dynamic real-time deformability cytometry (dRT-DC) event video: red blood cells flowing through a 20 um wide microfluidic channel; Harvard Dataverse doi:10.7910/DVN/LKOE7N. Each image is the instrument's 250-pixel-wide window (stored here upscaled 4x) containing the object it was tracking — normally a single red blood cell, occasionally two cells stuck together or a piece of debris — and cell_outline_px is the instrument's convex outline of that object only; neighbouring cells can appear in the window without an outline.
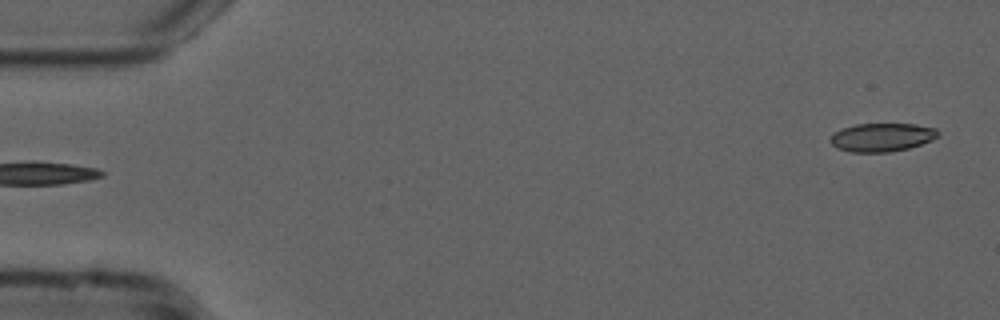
{"species": "common noctule bat (a hibernating species)", "species_latin": "Nyctalus noctula", "temperature_condition": "cold", "stored_images_in_passage": 53, "camera_frame_rate_fps": 3000, "um_per_image_px": 0.085, "animal": {"sex": "male", "forearm_length_mm": 52.5}, "frame": {"image": 1, "passage_image": 1, "time_ms": 0.0, "image_size_px": [1000, 320], "cell_outline_px": [[940, 132], [932, 140], [908, 148], [888, 152], [852, 152], [836, 148], [828, 140], [832, 132], [840, 128], [856, 124], [916, 124], [936, 128]], "centroid_in_image_um": [74.9, 11.66], "position_along_channel_um": 10.1, "area_um2": 17.98}}
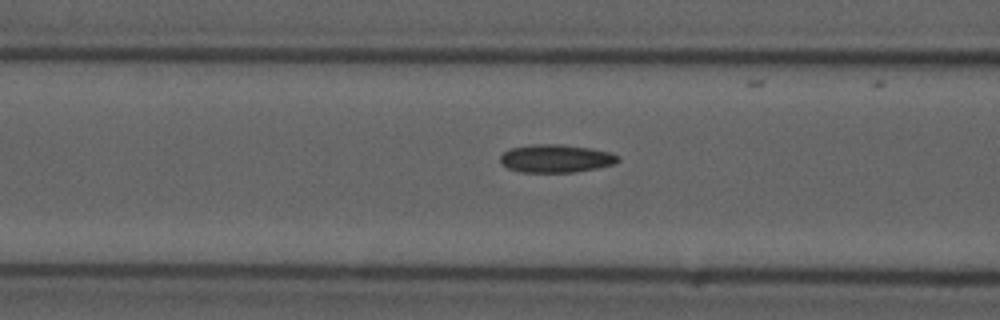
{"frame": {"image": 2, "passage_image": 20, "time_ms": 6.333, "image_size_px": [1000, 320], "cell_outline_px": [[620, 160], [612, 164], [596, 168], [576, 172], [520, 172], [508, 168], [500, 164], [500, 156], [504, 152], [512, 148], [532, 144], [560, 144], [592, 148], [608, 152], [620, 156]], "centroid_in_image_um": [47.23, 13.47], "position_along_channel_um": 119.4, "area_um2": 19.25}}
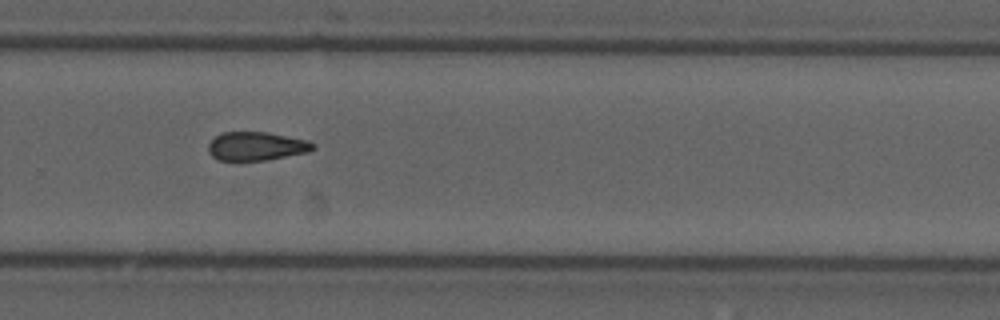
{"frame": {"image": 3, "passage_image": 35, "time_ms": 11.333, "image_size_px": [1000, 320], "cell_outline_px": [[316, 148], [308, 152], [268, 160], [216, 160], [208, 152], [208, 144], [220, 132], [268, 132], [308, 140], [316, 144]], "centroid_in_image_um": [21.81, 12.42], "position_along_channel_um": 308.0, "area_um2": 17.63}, "authors_computed_cell_mechanics": {"area_um2": 18.207, "velocity_mm_per_s": 3.7833, "shape_relaxation_time_tau1_ms": null, "shape_relaxation_time_tau2_ms": 4.8624, "deformation_change_tau1": null, "deformation_change_tau2": 0.1211}}